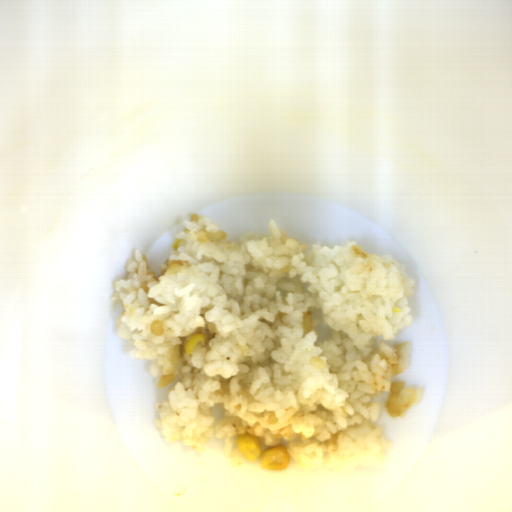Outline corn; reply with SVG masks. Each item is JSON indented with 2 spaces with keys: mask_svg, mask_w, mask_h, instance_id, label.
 I'll return each mask as SVG.
<instances>
[{
  "mask_svg": "<svg viewBox=\"0 0 512 512\" xmlns=\"http://www.w3.org/2000/svg\"><path fill=\"white\" fill-rule=\"evenodd\" d=\"M235 443L241 454L249 462L260 456L262 469L278 471L286 469L289 464L288 449L282 444H276L262 452L257 437L247 433L236 436Z\"/></svg>",
  "mask_w": 512,
  "mask_h": 512,
  "instance_id": "51d56268",
  "label": "corn"
},
{
  "mask_svg": "<svg viewBox=\"0 0 512 512\" xmlns=\"http://www.w3.org/2000/svg\"><path fill=\"white\" fill-rule=\"evenodd\" d=\"M205 344V335L202 332L195 333L190 337V339L187 342L185 353L186 355L189 354L191 351H193L198 345Z\"/></svg>",
  "mask_w": 512,
  "mask_h": 512,
  "instance_id": "f1292c28",
  "label": "corn"
},
{
  "mask_svg": "<svg viewBox=\"0 0 512 512\" xmlns=\"http://www.w3.org/2000/svg\"><path fill=\"white\" fill-rule=\"evenodd\" d=\"M181 241H182V240H181V238H180V239H178V240H176V241L174 242V244H173V249H174V251H177V249H178L179 244L181 243Z\"/></svg>",
  "mask_w": 512,
  "mask_h": 512,
  "instance_id": "5cfa1b94",
  "label": "corn"
}]
</instances>
